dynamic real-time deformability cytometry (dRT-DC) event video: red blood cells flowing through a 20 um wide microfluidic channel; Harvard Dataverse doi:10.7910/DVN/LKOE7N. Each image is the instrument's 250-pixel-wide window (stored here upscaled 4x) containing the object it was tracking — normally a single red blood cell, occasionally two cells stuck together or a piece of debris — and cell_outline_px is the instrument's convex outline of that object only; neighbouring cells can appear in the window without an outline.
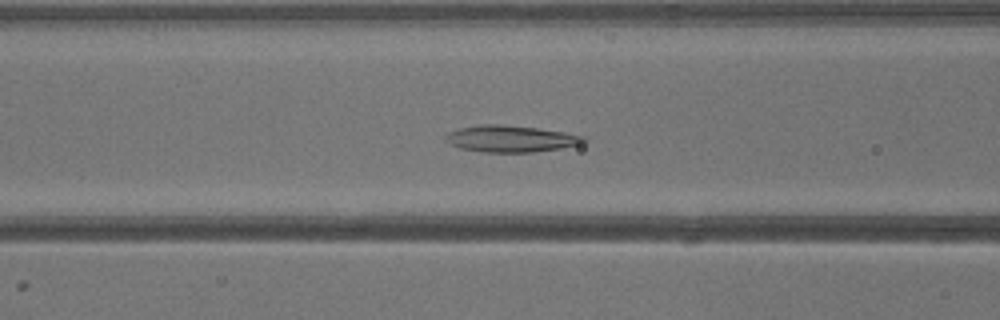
{"species": "common noctule bat (a hibernating species)", "species_latin": "Nyctalus noctula", "temperature_condition": "warm", "stored_images_in_passage": 41, "camera_frame_rate_fps": 3000, "um_per_image_px": 0.085, "animal": {"sex": "male", "body_mass_g": 13.3}, "frame": {"image": 1, "passage_image": 17, "time_ms": 5.333, "image_size_px": [1000, 320], "cell_outline_px": [[588, 140], [580, 144], [560, 148], [532, 152], [484, 152], [460, 148], [444, 140], [444, 136], [448, 132], [460, 128], [480, 124], [500, 124], [536, 128], [564, 132], [584, 136]], "centroid_in_image_um": [43.39, 11.79], "position_along_channel_um": 123.2, "area_um2": 21.33}}
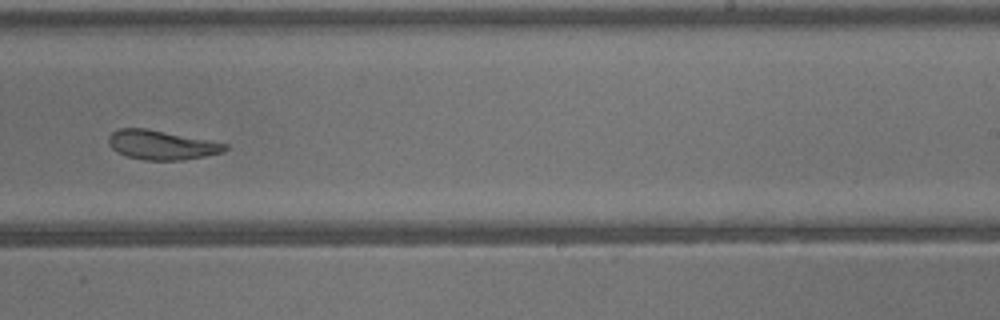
{"frame": {"image": 2, "passage_image": 26, "time_ms": 8.333, "image_size_px": [1000, 320], "cell_outline_px": [[228, 148], [224, 152], [184, 160], [144, 160], [128, 156], [116, 152], [108, 144], [108, 136], [112, 132], [120, 128], [148, 128], [228, 144]], "centroid_in_image_um": [13.71, 12.32], "position_along_channel_um": 275.3, "area_um2": 19.94}}
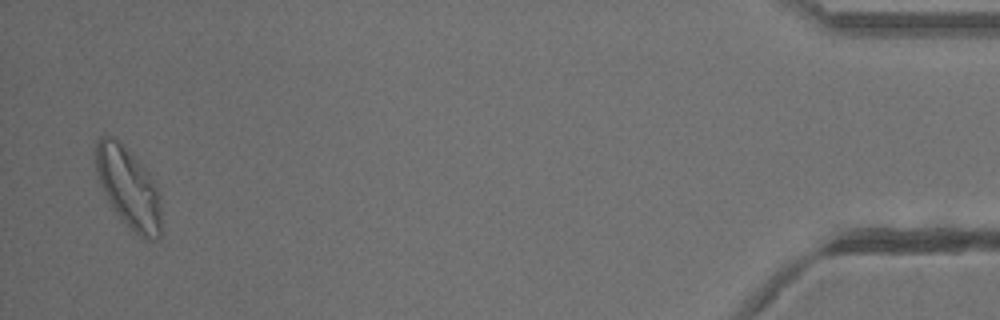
{"frame": {"image": 3, "passage_image": 40, "time_ms": 13.0, "image_size_px": [1000, 320], "cell_outline_px": [[160, 240], [148, 240], [140, 236], [120, 220], [112, 208], [96, 176], [96, 140], [100, 136], [108, 136], [120, 140], [148, 172], [156, 184], [160, 196]], "centroid_in_image_um": [10.92, 15.96], "position_along_channel_um": 424.3, "area_um2": 30.92}}